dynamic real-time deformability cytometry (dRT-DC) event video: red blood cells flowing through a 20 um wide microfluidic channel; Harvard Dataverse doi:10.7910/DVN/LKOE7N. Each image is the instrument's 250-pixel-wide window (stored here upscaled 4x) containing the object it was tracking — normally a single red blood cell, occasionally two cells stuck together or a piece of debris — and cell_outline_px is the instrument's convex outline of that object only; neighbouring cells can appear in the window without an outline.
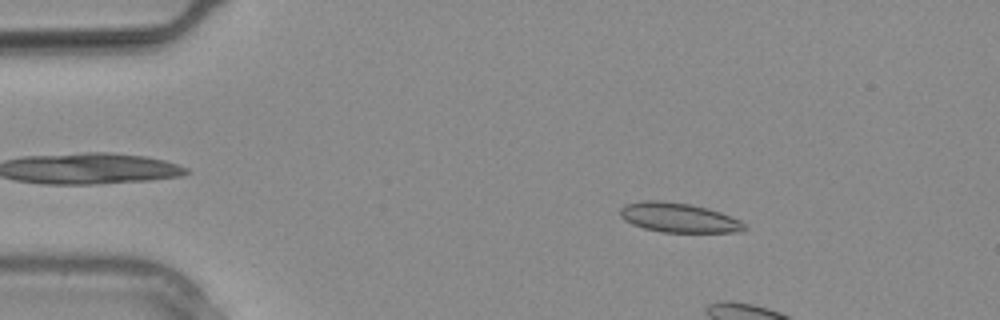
{"species": "common noctule bat (a hibernating species)", "species_latin": "Nyctalus noctula", "temperature_condition": "warm", "stored_images_in_passage": 9, "camera_frame_rate_fps": 3000, "um_per_image_px": 0.085, "animal": {"sex": "male", "body_mass_g": 20.4}, "frame": {"image": 1, "passage_image": 4, "time_ms": 1.0, "image_size_px": [1000, 320], "cell_outline_px": [[748, 228], [740, 232], [660, 232], [644, 228], [632, 224], [624, 220], [620, 216], [620, 208], [624, 204], [640, 200], [656, 200], [688, 204], [708, 208], [720, 212], [740, 220]], "centroid_in_image_um": [57.66, 18.5], "position_along_channel_um": 27.3, "area_um2": 21.44}}